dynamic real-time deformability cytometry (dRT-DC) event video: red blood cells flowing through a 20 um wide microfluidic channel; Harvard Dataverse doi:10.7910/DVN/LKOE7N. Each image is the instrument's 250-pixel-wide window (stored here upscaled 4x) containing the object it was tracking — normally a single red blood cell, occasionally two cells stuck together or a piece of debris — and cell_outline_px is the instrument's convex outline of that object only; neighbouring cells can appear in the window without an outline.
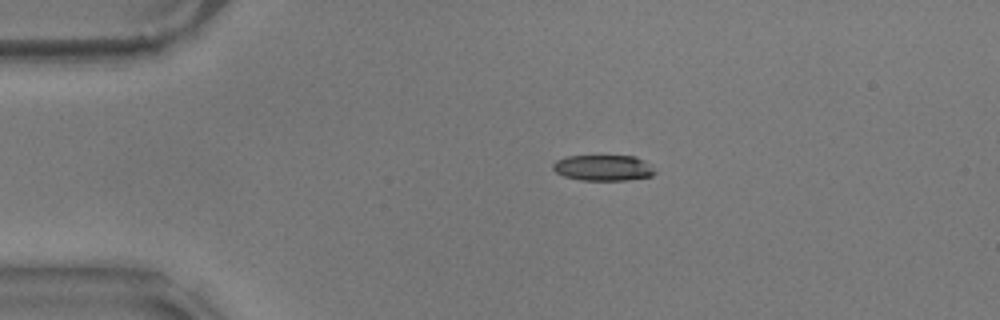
{"species": "common noctule bat (a hibernating species)", "species_latin": "Nyctalus noctula", "temperature_condition": "warm", "stored_images_in_passage": 45, "camera_frame_rate_fps": 3000, "um_per_image_px": 0.085, "animal": {"sex": "male", "body_mass_g": 17.9}, "frame": {"image": 1, "passage_image": 1, "time_ms": 0.0, "image_size_px": [1000, 320], "cell_outline_px": [[656, 172], [652, 176], [628, 180], [580, 180], [564, 176], [556, 172], [552, 168], [552, 164], [556, 160], [564, 156], [636, 156]], "centroid_in_image_um": [51.21, 14.27], "position_along_channel_um": 33.8, "area_um2": 15.2}}
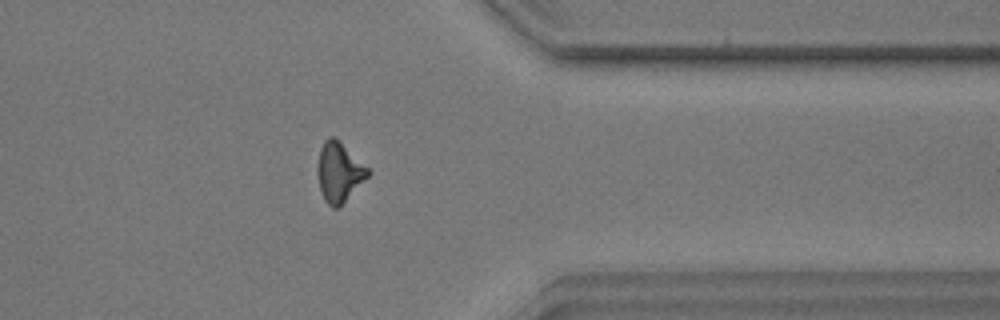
{"frame": {"image": 2, "passage_image": 35, "time_ms": 11.333, "image_size_px": [1000, 320], "cell_outline_px": [[372, 172], [336, 208], [332, 208], [324, 200], [320, 192], [316, 172], [316, 168], [320, 148], [324, 140], [328, 136], [332, 136], [368, 168]], "centroid_in_image_um": [28.76, 14.63], "position_along_channel_um": 382.6, "area_um2": 17.05}}
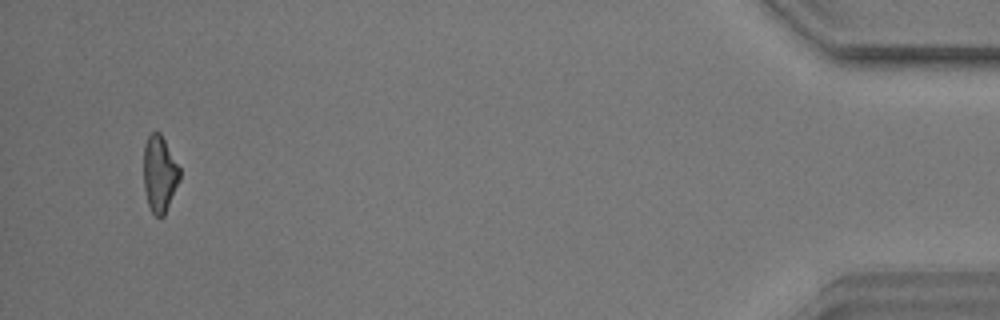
{"frame": {"image": 3, "passage_image": 44, "time_ms": 14.333, "image_size_px": [1000, 320], "cell_outline_px": [[180, 180], [164, 216], [156, 216], [152, 212], [148, 204], [144, 188], [144, 144], [148, 136], [152, 132], [160, 132], [180, 168]], "centroid_in_image_um": [13.57, 14.78], "position_along_channel_um": 421.6, "area_um2": 16.01}}